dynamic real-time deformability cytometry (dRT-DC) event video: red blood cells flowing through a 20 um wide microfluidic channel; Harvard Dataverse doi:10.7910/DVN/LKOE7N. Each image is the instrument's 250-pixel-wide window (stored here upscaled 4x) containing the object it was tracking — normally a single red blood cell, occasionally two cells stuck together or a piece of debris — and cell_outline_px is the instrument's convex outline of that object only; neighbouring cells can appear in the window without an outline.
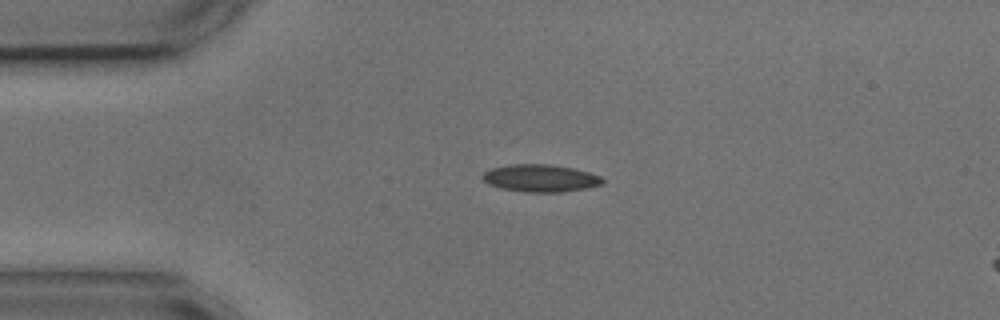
{"species": "common noctule bat (a hibernating species)", "species_latin": "Nyctalus noctula", "temperature_condition": "cold", "stored_images_in_passage": 3, "camera_frame_rate_fps": 3000, "um_per_image_px": 0.085, "animal": {"sex": "male", "body_mass_g": 17.9, "forearm_length_mm": 54.2}, "frame": {"image": 1, "passage_image": 1, "time_ms": 0.0, "image_size_px": [1000, 320], "cell_outline_px": [[604, 184], [584, 188], [560, 192], [524, 192], [500, 188], [488, 184], [480, 176], [484, 172], [492, 168], [512, 164], [552, 164], [572, 168], [588, 172], [600, 176], [604, 180]], "centroid_in_image_um": [45.92, 15.14], "position_along_channel_um": 39.1, "area_um2": 19.13}}